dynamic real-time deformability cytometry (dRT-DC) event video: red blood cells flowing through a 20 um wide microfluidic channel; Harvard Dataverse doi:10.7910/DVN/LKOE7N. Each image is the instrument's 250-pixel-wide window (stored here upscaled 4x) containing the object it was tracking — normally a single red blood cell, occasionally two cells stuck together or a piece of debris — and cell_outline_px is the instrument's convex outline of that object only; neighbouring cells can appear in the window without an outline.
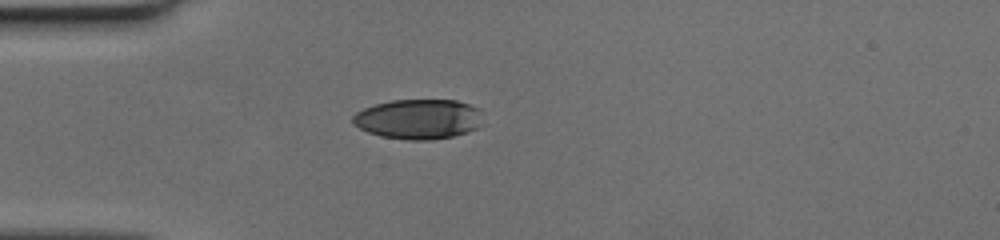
{"species": "human", "species_latin": "Homo sapiens", "temperature_condition": "cold", "stored_images_in_passage": 38, "camera_frame_rate_fps": 3000, "um_per_image_px": 0.085, "donor": {"sex": "female"}, "frame": {"image": 1, "passage_image": 1, "time_ms": 0.0, "image_size_px": [1000, 240], "cell_outline_px": [[480, 108], [476, 128], [468, 132], [452, 136], [432, 140], [408, 140], [380, 136], [368, 132], [352, 124], [352, 116], [356, 112], [364, 108], [376, 104], [392, 100], [456, 100]], "centroid_in_image_um": [35.5, 10.12], "position_along_channel_um": 49.5, "area_um2": 30.06}}
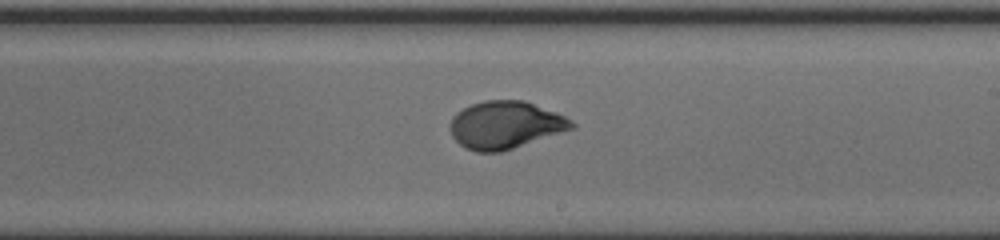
{"frame": {"image": 2, "passage_image": 17, "time_ms": 5.333, "image_size_px": [1000, 240], "cell_outline_px": [[576, 128], [500, 152], [476, 152], [464, 148], [452, 136], [452, 116], [456, 112], [472, 104], [484, 100], [524, 100], [556, 112], [572, 120], [576, 124]], "centroid_in_image_um": [42.98, 10.62], "position_along_channel_um": 246.0, "area_um2": 33.58}}
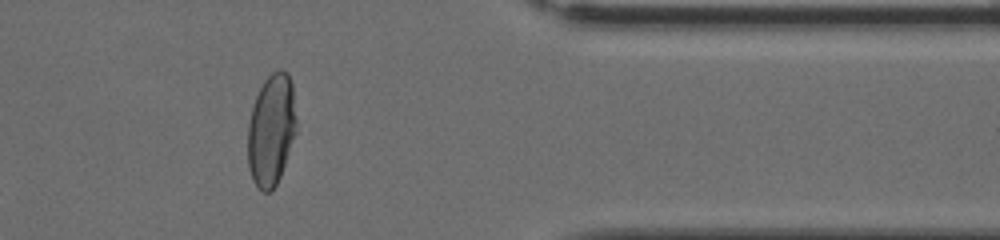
{"frame": {"image": 3, "passage_image": 29, "time_ms": 9.333, "image_size_px": [1000, 240], "cell_outline_px": [[296, 132], [280, 176], [276, 184], [268, 192], [264, 192], [252, 180], [248, 168], [248, 124], [252, 108], [256, 96], [264, 80], [272, 72], [280, 68], [288, 72], [292, 84], [296, 120]], "centroid_in_image_um": [23.06, 11.01], "position_along_channel_um": 388.3, "area_um2": 31.5}}